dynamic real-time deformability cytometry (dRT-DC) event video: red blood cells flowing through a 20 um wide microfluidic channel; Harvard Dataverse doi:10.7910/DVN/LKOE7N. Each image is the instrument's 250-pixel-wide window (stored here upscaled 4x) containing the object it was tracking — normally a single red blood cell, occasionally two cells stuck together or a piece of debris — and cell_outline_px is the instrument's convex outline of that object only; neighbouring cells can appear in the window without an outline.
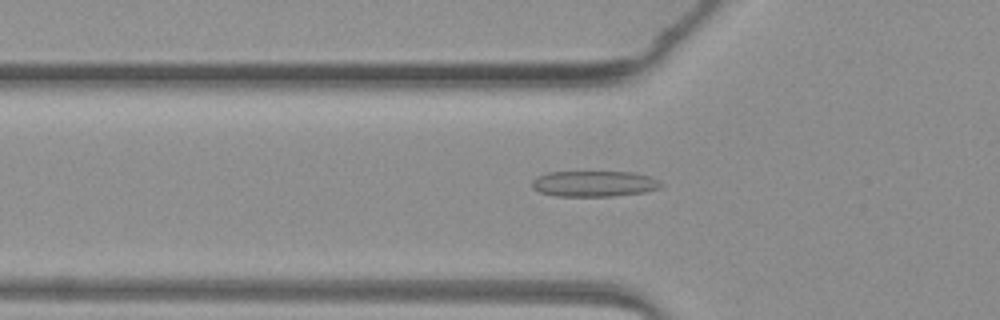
{"species": "common noctule bat (a hibernating species)", "species_latin": "Nyctalus noctula", "temperature_condition": "warm", "stored_images_in_passage": 49, "camera_frame_rate_fps": 3000, "um_per_image_px": 0.085, "animal": {"sex": "female", "body_mass_g": 19.3, "forearm_length_mm": 54.1}, "frame": {"image": 1, "passage_image": 17, "time_ms": 5.333, "image_size_px": [1000, 320], "cell_outline_px": [[664, 184], [660, 188], [644, 192], [612, 196], [556, 196], [540, 192], [532, 188], [532, 180], [536, 176], [548, 172], [632, 172], [648, 176], [660, 180]], "centroid_in_image_um": [50.5, 15.61], "position_along_channel_um": 75.3, "area_um2": 19.48}}
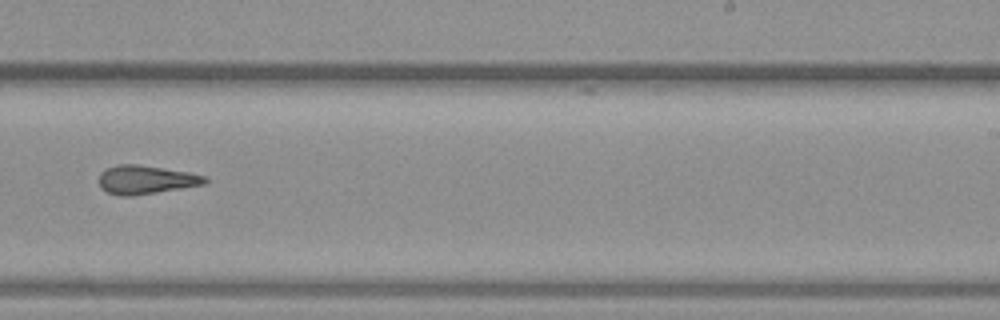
{"frame": {"image": 2, "passage_image": 31, "time_ms": 10.0, "image_size_px": [1000, 320], "cell_outline_px": [[208, 180], [204, 184], [132, 196], [120, 196], [108, 192], [100, 188], [100, 172], [116, 164], [136, 164], [188, 172], [208, 176]], "centroid_in_image_um": [12.39, 15.27], "position_along_channel_um": 276.6, "area_um2": 17.51}}
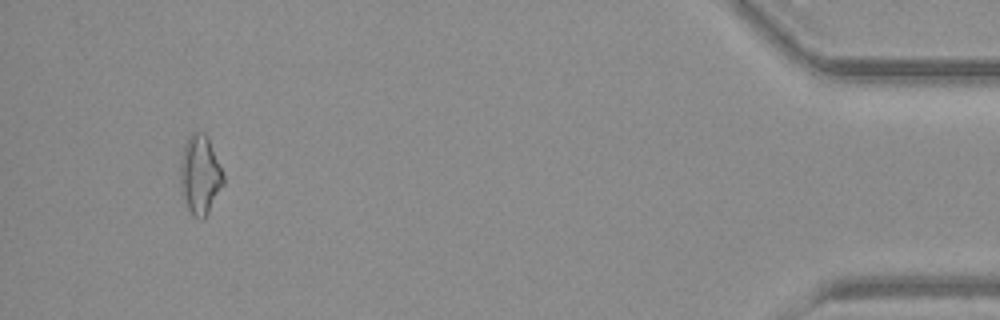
{"frame": {"image": 3, "passage_image": 46, "time_ms": 15.0, "image_size_px": [1000, 320], "cell_outline_px": [[224, 184], [204, 220], [200, 220], [192, 216], [188, 208], [180, 188], [180, 160], [184, 144], [188, 136], [192, 132], [204, 132], [208, 136], [224, 176]], "centroid_in_image_um": [16.99, 14.86], "position_along_channel_um": 418.2, "area_um2": 20.06}}